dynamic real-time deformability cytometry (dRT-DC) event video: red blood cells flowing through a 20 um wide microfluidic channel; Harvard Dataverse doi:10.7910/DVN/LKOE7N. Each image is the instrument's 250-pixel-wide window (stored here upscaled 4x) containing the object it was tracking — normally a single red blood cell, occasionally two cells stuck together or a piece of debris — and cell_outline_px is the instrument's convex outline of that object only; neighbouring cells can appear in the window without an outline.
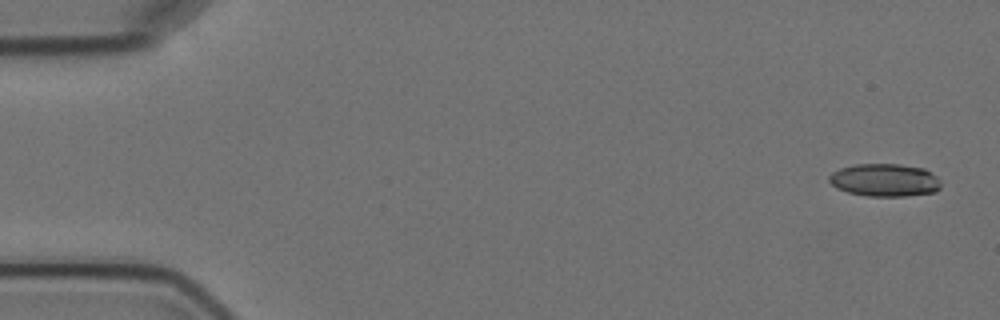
{"species": "Egyptian fruit bat (a non-hibernating species)", "species_latin": "Rousettus aegyptiacus", "temperature_condition": "cold", "stored_images_in_passage": 4, "camera_frame_rate_fps": 3000, "um_per_image_px": 0.085, "animal": {"sex": "female"}, "frame": {"image": 1, "passage_image": 1, "time_ms": 0.0, "image_size_px": [1000, 320], "cell_outline_px": [[940, 188], [936, 192], [904, 196], [868, 196], [848, 192], [836, 188], [828, 180], [828, 176], [832, 172], [840, 168], [856, 164], [900, 164], [924, 168], [936, 176], [940, 180]], "centroid_in_image_um": [75.2, 15.3], "position_along_channel_um": 9.8, "area_um2": 21.44}}